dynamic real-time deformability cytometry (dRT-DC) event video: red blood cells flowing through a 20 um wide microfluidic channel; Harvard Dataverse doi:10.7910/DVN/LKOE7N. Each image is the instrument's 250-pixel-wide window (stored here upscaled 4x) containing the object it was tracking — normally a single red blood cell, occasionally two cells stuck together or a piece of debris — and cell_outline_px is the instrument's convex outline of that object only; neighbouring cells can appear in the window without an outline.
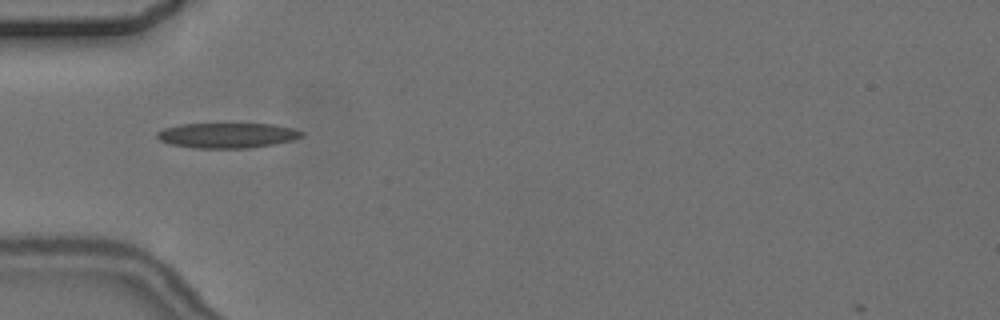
{"species": "common noctule bat (a hibernating species)", "species_latin": "Nyctalus noctula", "temperature_condition": "cold", "stored_images_in_passage": 8, "camera_frame_rate_fps": 3000, "um_per_image_px": 0.085, "animal": {"sex": "female", "body_mass_g": 24.6, "forearm_length_mm": 56.2}, "frame": {"image": 1, "passage_image": 4, "time_ms": 4.667, "image_size_px": [1000, 320], "cell_outline_px": [[304, 136], [292, 140], [272, 144], [248, 148], [192, 148], [168, 144], [160, 140], [156, 136], [156, 132], [164, 128], [180, 124], [224, 120], [272, 124], [296, 128], [304, 132]], "centroid_in_image_um": [19.3, 11.44], "position_along_channel_um": 65.7, "area_um2": 22.66}}
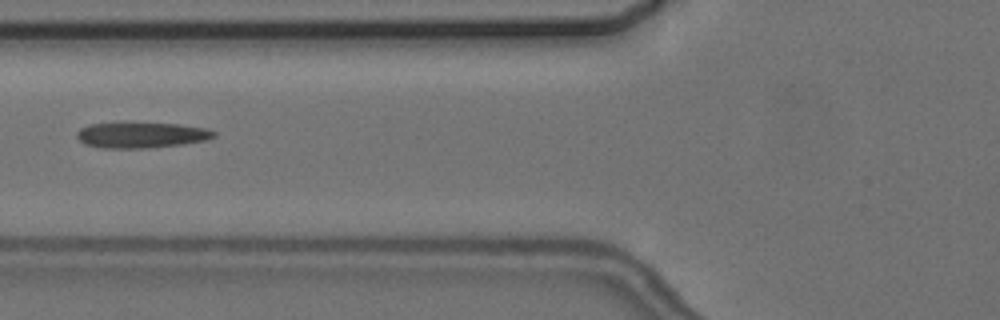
{"frame": {"image": 2, "passage_image": 5, "time_ms": 6.0, "image_size_px": [1000, 320], "cell_outline_px": [[216, 136], [204, 140], [184, 144], [148, 148], [100, 148], [84, 144], [76, 136], [76, 132], [80, 128], [92, 124], [180, 124], [204, 128], [216, 132]], "centroid_in_image_um": [12.0, 11.5], "position_along_channel_um": 113.8, "area_um2": 20.11}}
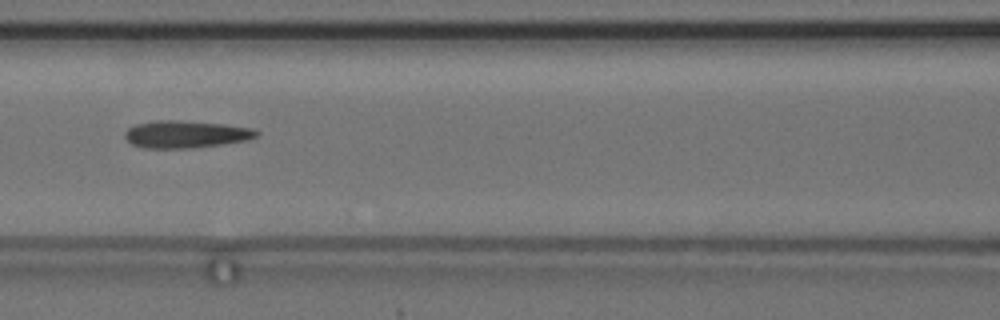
{"frame": {"image": 3, "passage_image": 6, "time_ms": 7.0, "image_size_px": [1000, 320], "cell_outline_px": [[260, 132], [256, 136], [248, 140], [192, 148], [144, 148], [132, 144], [124, 136], [124, 132], [128, 128], [136, 124], [156, 120], [180, 120], [224, 124], [256, 128]], "centroid_in_image_um": [15.81, 11.4], "position_along_channel_um": 150.8, "area_um2": 21.04}}